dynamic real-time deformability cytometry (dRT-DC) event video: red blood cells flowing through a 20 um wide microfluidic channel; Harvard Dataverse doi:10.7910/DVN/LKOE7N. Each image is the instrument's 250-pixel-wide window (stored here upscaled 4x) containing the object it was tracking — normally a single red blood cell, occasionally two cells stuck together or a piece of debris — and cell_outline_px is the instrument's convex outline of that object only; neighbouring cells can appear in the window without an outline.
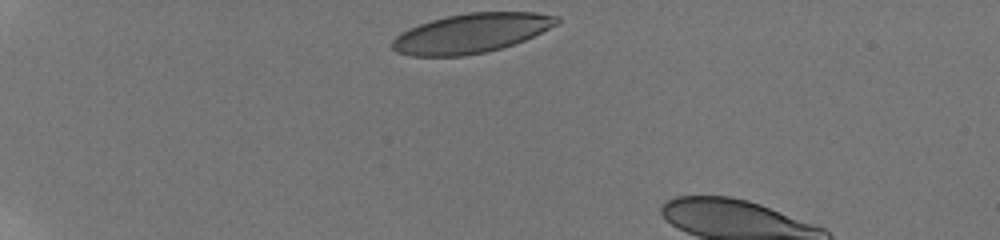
{"species": "human", "species_latin": "Homo sapiens", "temperature_condition": "room temperature", "stored_images_in_passage": 9, "camera_frame_rate_fps": 3000, "um_per_image_px": 0.085, "donor": {"sex": "male"}, "frame": {"image": 1, "passage_image": 1, "time_ms": 0.0, "image_size_px": [1000, 240], "cell_outline_px": [[560, 20], [556, 24], [524, 40], [500, 48], [484, 52], [464, 56], [408, 56], [396, 52], [392, 48], [392, 40], [396, 36], [408, 28], [432, 20], [448, 16], [468, 12], [536, 12], [560, 16]], "centroid_in_image_um": [40.02, 2.82], "position_along_channel_um": 45.0, "area_um2": 37.57}}